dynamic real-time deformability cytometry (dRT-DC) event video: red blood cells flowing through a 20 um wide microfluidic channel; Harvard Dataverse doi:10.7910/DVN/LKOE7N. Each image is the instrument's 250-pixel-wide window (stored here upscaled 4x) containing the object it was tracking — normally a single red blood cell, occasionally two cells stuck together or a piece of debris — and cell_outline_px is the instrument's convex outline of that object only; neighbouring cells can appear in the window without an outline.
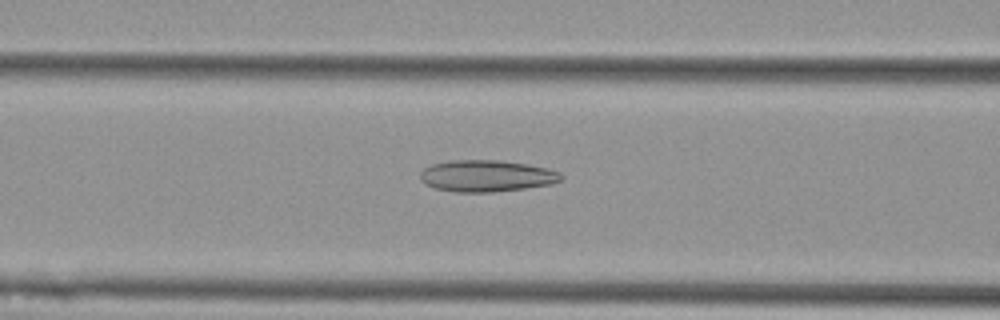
{"species": "Egyptian fruit bat (a non-hibernating species)", "species_latin": "Rousettus aegyptiacus", "temperature_condition": "cold", "stored_images_in_passage": 40, "camera_frame_rate_fps": 3000, "um_per_image_px": 0.085, "animal": {"sex": "female"}, "frame": {"image": 1, "passage_image": 8, "time_ms": 2.333, "image_size_px": [1000, 320], "cell_outline_px": [[564, 176], [560, 180], [552, 184], [524, 188], [492, 192], [456, 192], [436, 188], [420, 180], [420, 172], [424, 168], [432, 164], [448, 160], [500, 160], [548, 168], [560, 172]], "centroid_in_image_um": [41.36, 14.94], "position_along_channel_um": 125.2, "area_um2": 25.89}}
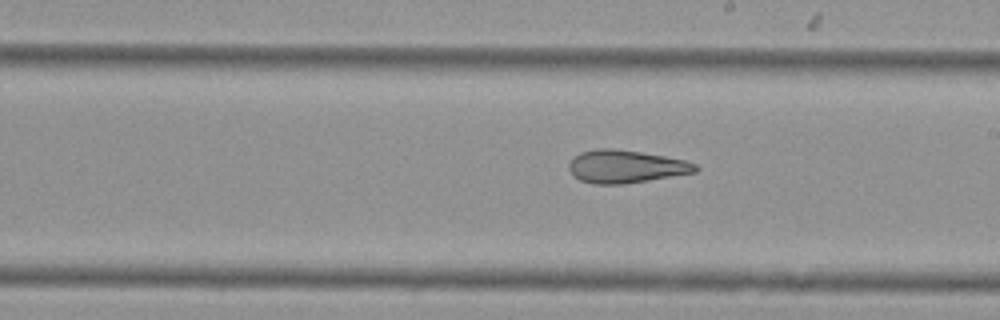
{"frame": {"image": 2, "passage_image": 17, "time_ms": 5.333, "image_size_px": [1000, 320], "cell_outline_px": [[700, 168], [696, 172], [624, 184], [596, 184], [580, 180], [568, 168], [568, 164], [572, 156], [580, 152], [596, 148], [612, 148], [640, 152], [664, 156], [684, 160], [696, 164]], "centroid_in_image_um": [53.17, 14.14], "position_along_channel_um": 235.8, "area_um2": 24.16}}
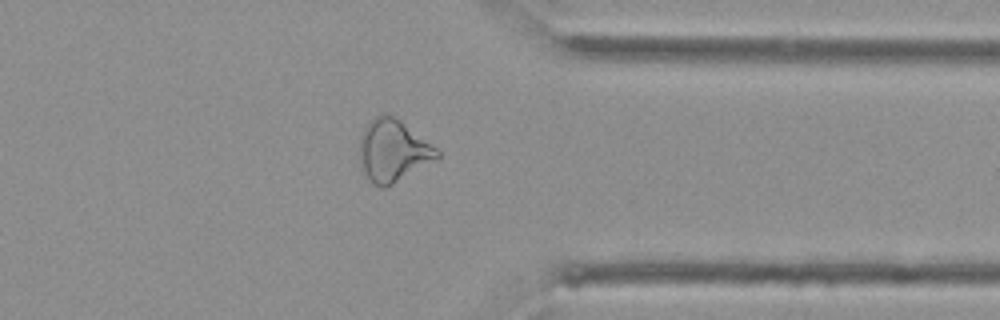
{"frame": {"image": 3, "passage_image": 29, "time_ms": 9.333, "image_size_px": [1000, 320], "cell_outline_px": [[440, 156], [436, 160], [392, 184], [384, 188], [372, 184], [368, 180], [360, 168], [360, 136], [364, 128], [380, 112], [384, 112], [400, 120], [436, 148], [440, 152]], "centroid_in_image_um": [33.37, 12.82], "position_along_channel_um": 378.0, "area_um2": 27.92}, "authors_computed_cell_mechanics": {"area_um2": 25.8366, "velocity_mm_per_s": 3.6935, "shape_relaxation_time_tau1_ms": null, "shape_relaxation_time_tau2_ms": 3.6764, "deformation_change_tau1": null, "deformation_change_tau2": 0.1375}}